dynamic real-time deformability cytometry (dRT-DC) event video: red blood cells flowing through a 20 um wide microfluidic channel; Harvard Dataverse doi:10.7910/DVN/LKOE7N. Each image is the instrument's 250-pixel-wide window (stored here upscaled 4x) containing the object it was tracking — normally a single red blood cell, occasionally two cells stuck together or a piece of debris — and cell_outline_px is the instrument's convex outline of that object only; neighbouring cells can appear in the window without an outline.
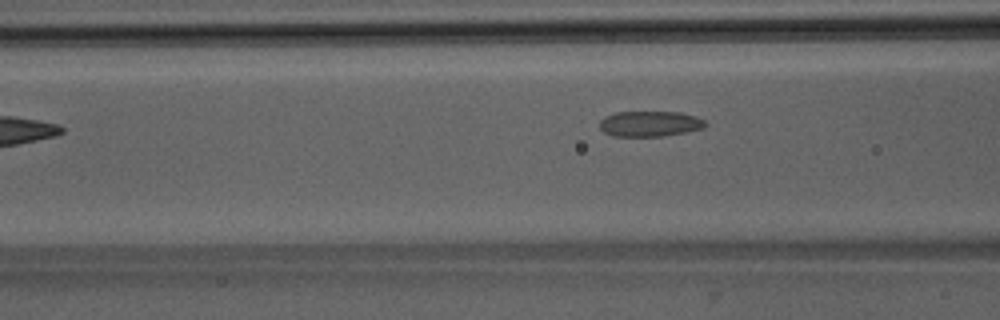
{"species": "Egyptian fruit bat (a non-hibernating species)", "species_latin": "Rousettus aegyptiacus", "temperature_condition": "room temperature", "stored_images_in_passage": 4, "camera_frame_rate_fps": 3000, "um_per_image_px": 0.085, "animal": {"sex": "male"}, "frame": {"image": 1, "passage_image": 4, "time_ms": 4.333, "image_size_px": [1000, 320], "cell_outline_px": [[708, 124], [704, 128], [664, 136], [612, 136], [604, 132], [600, 128], [600, 120], [604, 116], [616, 112], [680, 112], [696, 116], [704, 120]], "centroid_in_image_um": [55.24, 10.52], "position_along_channel_um": 111.4, "area_um2": 15.78}}